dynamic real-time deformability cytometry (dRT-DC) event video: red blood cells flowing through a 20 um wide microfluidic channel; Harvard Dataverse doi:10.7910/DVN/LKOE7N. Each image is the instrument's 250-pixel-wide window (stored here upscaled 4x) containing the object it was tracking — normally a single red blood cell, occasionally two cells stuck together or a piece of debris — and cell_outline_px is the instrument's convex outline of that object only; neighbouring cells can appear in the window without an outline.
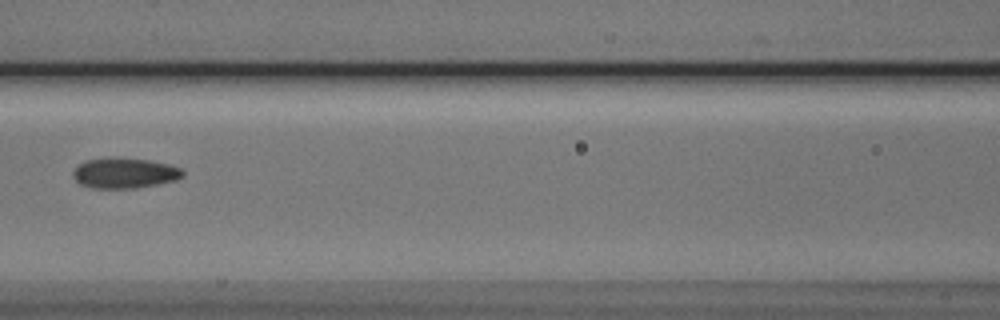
{"species": "Egyptian fruit bat (a non-hibernating species)", "species_latin": "Rousettus aegyptiacus", "temperature_condition": "cold", "stored_images_in_passage": 5, "camera_frame_rate_fps": 3000, "um_per_image_px": 0.085, "animal": {"sex": "male"}, "frame": {"image": 1, "passage_image": 4, "time_ms": 3.667, "image_size_px": [1000, 320], "cell_outline_px": [[184, 176], [176, 180], [136, 188], [92, 188], [80, 184], [72, 176], [72, 172], [84, 160], [112, 156], [148, 160], [168, 164], [180, 168], [184, 172]], "centroid_in_image_um": [10.56, 14.69], "position_along_channel_um": 156.0, "area_um2": 19.59}}
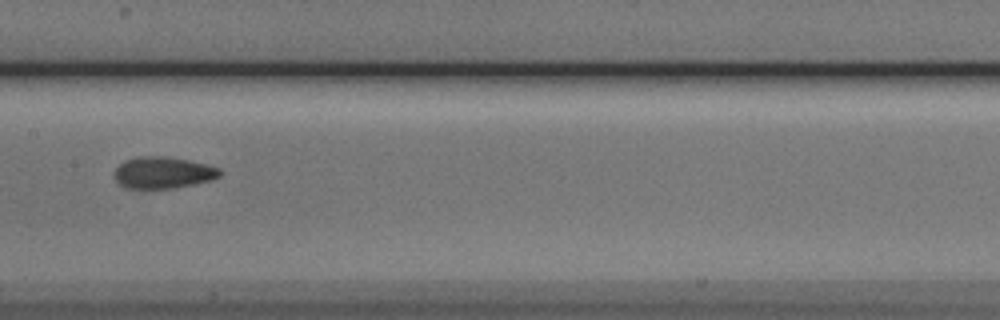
{"frame": {"image": 2, "passage_image": 5, "time_ms": 4.667, "image_size_px": [1000, 320], "cell_outline_px": [[220, 176], [208, 180], [192, 184], [172, 188], [124, 188], [116, 180], [116, 168], [124, 160], [140, 156], [164, 156], [188, 160], [220, 168]], "centroid_in_image_um": [13.83, 14.66], "position_along_channel_um": 193.6, "area_um2": 19.07}}